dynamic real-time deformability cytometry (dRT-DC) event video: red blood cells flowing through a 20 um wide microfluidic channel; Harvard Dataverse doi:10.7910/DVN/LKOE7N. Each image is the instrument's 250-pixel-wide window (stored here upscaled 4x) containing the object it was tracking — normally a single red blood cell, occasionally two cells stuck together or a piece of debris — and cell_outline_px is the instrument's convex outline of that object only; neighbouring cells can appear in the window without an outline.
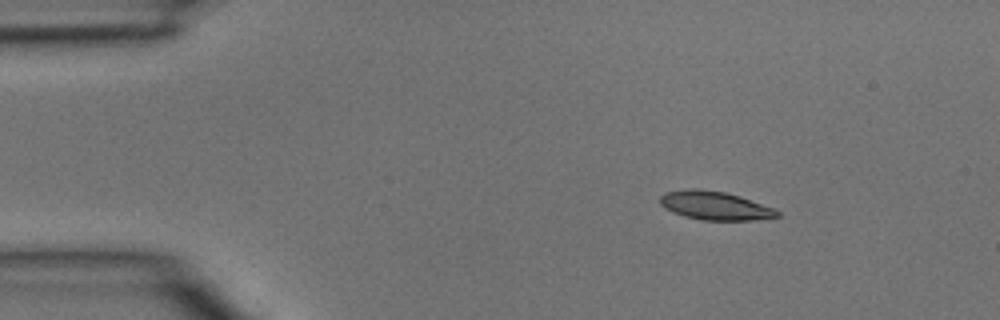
{"species": "common noctule bat (a hibernating species)", "species_latin": "Nyctalus noctula", "temperature_condition": "room temperature", "stored_images_in_passage": 4, "camera_frame_rate_fps": 3000, "um_per_image_px": 0.085, "animal": {"sex": "male", "body_mass_g": 15.6}, "frame": {"image": 1, "passage_image": 1, "time_ms": 0.0, "image_size_px": [1000, 320], "cell_outline_px": [[780, 216], [752, 220], [700, 220], [684, 216], [672, 212], [664, 208], [660, 204], [660, 196], [664, 192], [688, 188], [696, 188], [724, 192], [740, 196], [776, 208], [780, 212]], "centroid_in_image_um": [60.76, 17.47], "position_along_channel_um": 24.2, "area_um2": 19.71}}
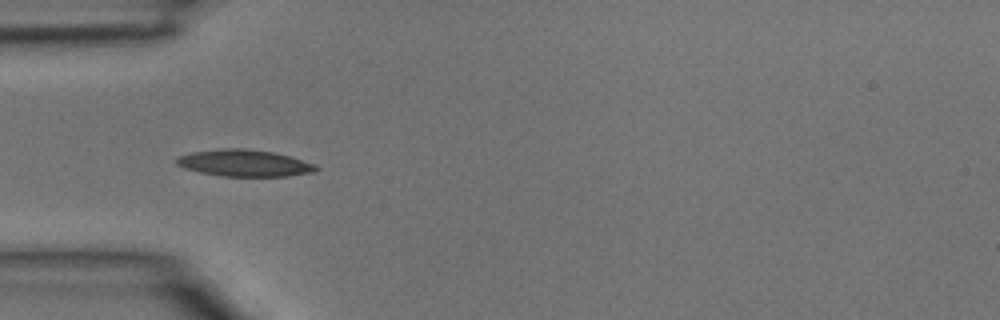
{"frame": {"image": 2, "passage_image": 3, "time_ms": 0.667, "image_size_px": [1000, 320], "cell_outline_px": [[320, 168], [312, 172], [288, 176], [220, 176], [200, 172], [184, 168], [176, 164], [176, 160], [180, 156], [192, 152], [224, 148], [244, 148], [272, 152], [288, 156], [316, 164]], "centroid_in_image_um": [20.77, 13.86], "position_along_channel_um": 64.2, "area_um2": 21.56}}